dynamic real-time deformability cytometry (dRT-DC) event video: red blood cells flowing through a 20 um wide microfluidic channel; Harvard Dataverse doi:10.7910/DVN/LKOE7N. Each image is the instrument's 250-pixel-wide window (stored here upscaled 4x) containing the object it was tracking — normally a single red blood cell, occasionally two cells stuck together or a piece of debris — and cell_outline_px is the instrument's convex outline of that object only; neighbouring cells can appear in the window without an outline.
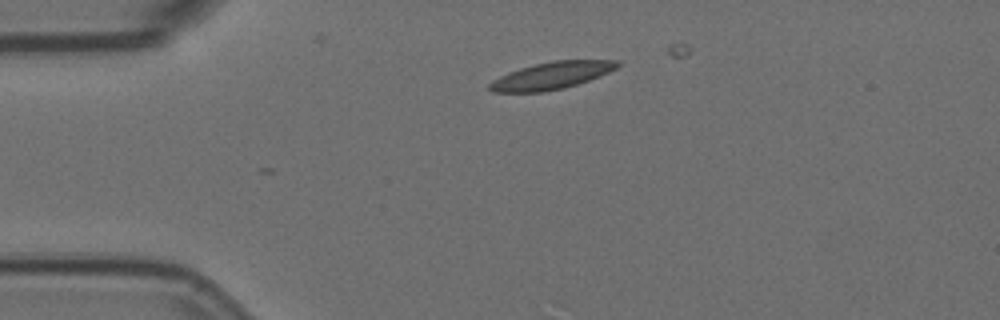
{"species": "Egyptian fruit bat (a non-hibernating species)", "species_latin": "Rousettus aegyptiacus", "temperature_condition": "room temperature", "stored_images_in_passage": 2, "camera_frame_rate_fps": 3000, "um_per_image_px": 0.085, "animal": {"sex": "female"}, "frame": {"image": 1, "passage_image": 2, "time_ms": 0.333, "image_size_px": [1000, 320], "cell_outline_px": [[620, 64], [616, 68], [608, 72], [588, 80], [564, 88], [544, 92], [492, 92], [488, 88], [488, 84], [492, 80], [508, 72], [520, 68], [552, 60], [620, 60]], "centroid_in_image_um": [46.85, 6.42], "position_along_channel_um": 38.2, "area_um2": 20.17}}